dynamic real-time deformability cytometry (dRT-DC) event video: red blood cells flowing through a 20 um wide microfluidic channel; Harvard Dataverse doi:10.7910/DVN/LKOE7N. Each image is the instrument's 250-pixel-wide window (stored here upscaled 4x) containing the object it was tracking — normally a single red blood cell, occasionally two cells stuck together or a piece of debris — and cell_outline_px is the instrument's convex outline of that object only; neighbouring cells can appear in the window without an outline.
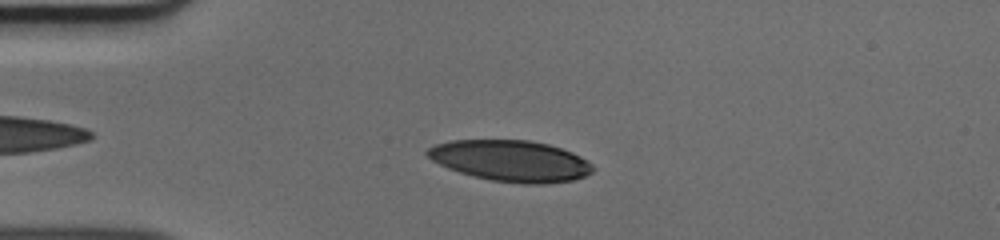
{"species": "human", "species_latin": "Homo sapiens", "temperature_condition": "cold", "stored_images_in_passage": 39, "camera_frame_rate_fps": 3000, "um_per_image_px": 0.085, "donor": {"sex": "male"}, "frame": {"image": 1, "passage_image": 6, "time_ms": 1.667, "image_size_px": [1000, 240], "cell_outline_px": [[592, 172], [584, 176], [572, 180], [544, 184], [520, 184], [492, 180], [472, 176], [448, 168], [432, 160], [424, 152], [428, 148], [436, 144], [452, 140], [528, 140], [548, 144], [572, 152], [580, 156], [592, 164]], "centroid_in_image_um": [43.4, 13.67], "position_along_channel_um": 41.6, "area_um2": 39.54}}
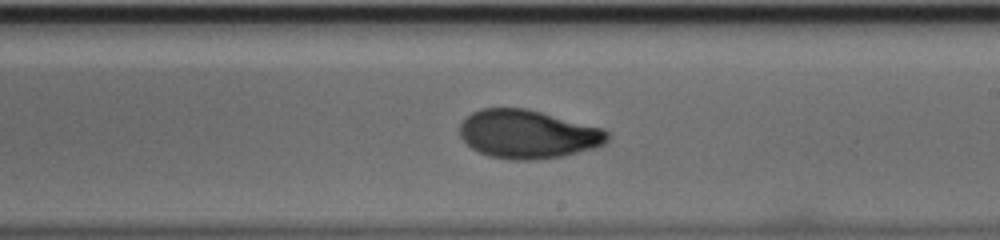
{"frame": {"image": 2, "passage_image": 23, "time_ms": 7.333, "image_size_px": [1000, 240], "cell_outline_px": [[608, 140], [604, 144], [596, 148], [564, 156], [536, 160], [512, 160], [488, 156], [472, 148], [460, 136], [460, 124], [472, 112], [480, 108], [528, 108], [604, 128], [608, 132]], "centroid_in_image_um": [44.9, 11.4], "position_along_channel_um": 244.1, "area_um2": 42.08}}
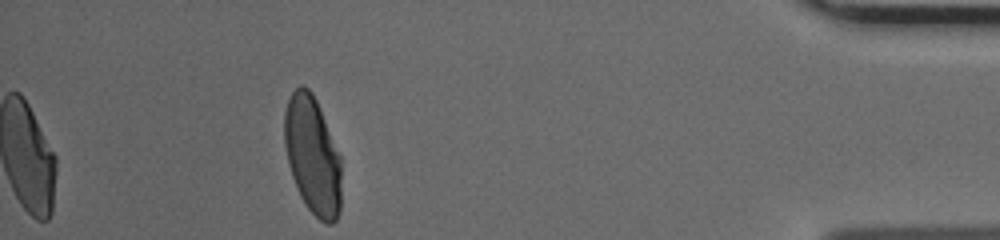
{"frame": {"image": 3, "passage_image": 39, "time_ms": 12.667, "image_size_px": [1000, 240], "cell_outline_px": [[340, 212], [336, 220], [332, 224], [328, 224], [320, 220], [304, 204], [300, 196], [292, 176], [288, 164], [284, 144], [284, 112], [288, 100], [292, 92], [300, 84], [304, 84], [312, 92], [316, 100], [340, 156]], "centroid_in_image_um": [26.54, 13.21], "position_along_channel_um": 408.7, "area_um2": 38.96}}